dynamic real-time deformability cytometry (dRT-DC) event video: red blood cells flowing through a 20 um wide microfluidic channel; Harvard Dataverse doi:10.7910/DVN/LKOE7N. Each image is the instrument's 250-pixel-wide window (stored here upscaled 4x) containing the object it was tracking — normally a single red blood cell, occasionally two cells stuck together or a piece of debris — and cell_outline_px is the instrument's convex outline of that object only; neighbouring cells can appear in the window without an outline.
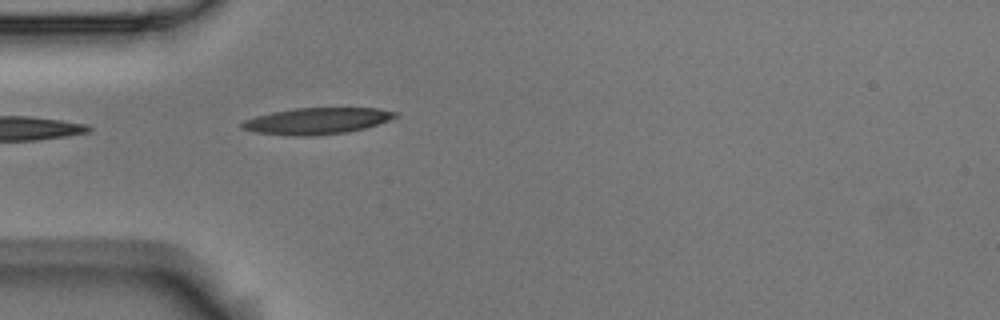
{"species": "Egyptian fruit bat (a non-hibernating species)", "species_latin": "Rousettus aegyptiacus", "temperature_condition": "room temperature", "stored_images_in_passage": 5, "camera_frame_rate_fps": 3000, "um_per_image_px": 0.085, "animal": {"sex": "male"}, "frame": {"image": 1, "passage_image": 5, "time_ms": 1.333, "image_size_px": [1000, 320], "cell_outline_px": [[396, 116], [388, 120], [364, 128], [348, 132], [316, 136], [292, 136], [256, 132], [240, 128], [240, 124], [244, 120], [256, 116], [272, 112], [296, 108], [376, 108], [396, 112]], "centroid_in_image_um": [26.88, 10.29], "position_along_channel_um": 58.1, "area_um2": 23.47}}